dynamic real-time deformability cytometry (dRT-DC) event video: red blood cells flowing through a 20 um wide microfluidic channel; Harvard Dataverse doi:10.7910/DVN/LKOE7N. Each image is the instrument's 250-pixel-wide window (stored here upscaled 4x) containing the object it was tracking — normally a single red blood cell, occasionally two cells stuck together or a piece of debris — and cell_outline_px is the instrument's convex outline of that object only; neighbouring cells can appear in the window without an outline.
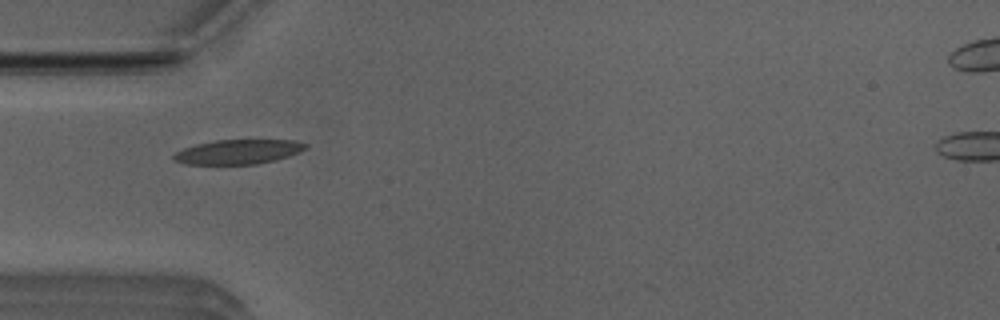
{"species": "Egyptian fruit bat (a non-hibernating species)", "species_latin": "Rousettus aegyptiacus", "temperature_condition": "room temperature", "stored_images_in_passage": 6, "camera_frame_rate_fps": 3000, "um_per_image_px": 0.085, "animal": {"sex": "male"}, "frame": {"image": 1, "passage_image": 1, "time_ms": 0.0, "image_size_px": [1000, 320], "cell_outline_px": [[308, 148], [288, 156], [276, 160], [256, 164], [184, 164], [172, 160], [172, 156], [176, 152], [184, 148], [196, 144], [216, 140], [296, 140], [308, 144]], "centroid_in_image_um": [20.25, 12.9], "position_along_channel_um": 64.8, "area_um2": 18.9}}
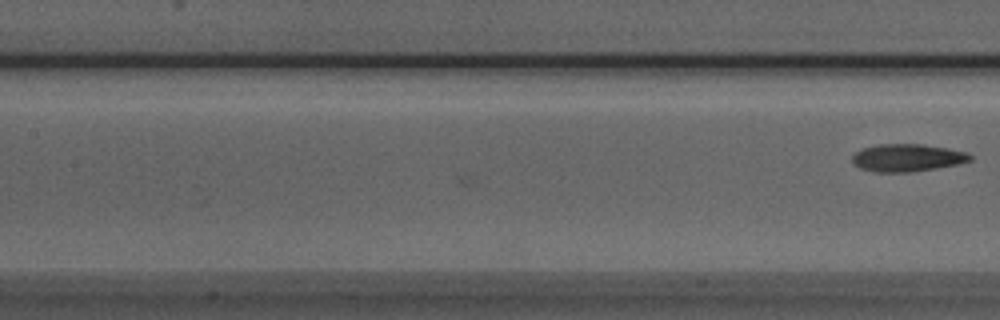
{"frame": {"image": 2, "passage_image": 6, "time_ms": 1.667, "image_size_px": [1000, 320], "cell_outline_px": [[972, 160], [960, 164], [936, 168], [908, 172], [876, 172], [860, 168], [852, 164], [852, 156], [856, 152], [864, 148], [880, 144], [924, 144], [968, 152], [972, 156]], "centroid_in_image_um": [77.13, 13.41], "position_along_channel_um": 130.3, "area_um2": 18.96}}